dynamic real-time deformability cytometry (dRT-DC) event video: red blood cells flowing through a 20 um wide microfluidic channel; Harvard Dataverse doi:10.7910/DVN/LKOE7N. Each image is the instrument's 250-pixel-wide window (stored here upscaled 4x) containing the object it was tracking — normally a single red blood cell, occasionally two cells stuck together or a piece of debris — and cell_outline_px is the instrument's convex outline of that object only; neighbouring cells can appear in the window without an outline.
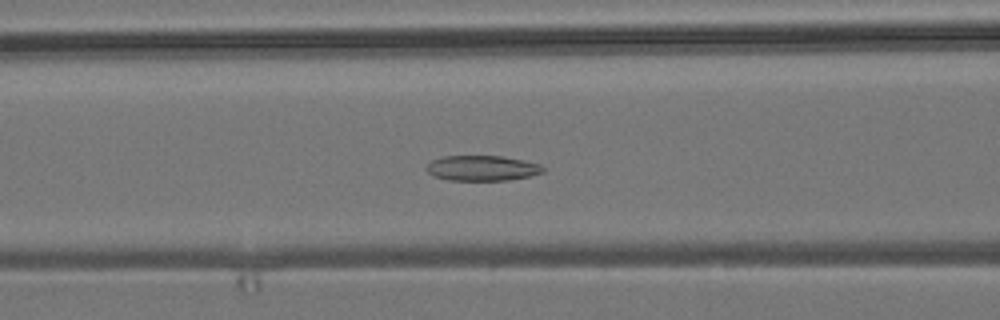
{"species": "common noctule bat (a hibernating species)", "species_latin": "Nyctalus noctula", "temperature_condition": "room temperature", "stored_images_in_passage": 45, "camera_frame_rate_fps": 3000, "um_per_image_px": 0.085, "animal": {"sex": "male", "body_mass_g": 19.2, "forearm_length_mm": 51.8}, "frame": {"image": 1, "passage_image": 13, "time_ms": 4.0, "image_size_px": [1000, 320], "cell_outline_px": [[544, 172], [528, 176], [508, 180], [448, 180], [432, 176], [424, 168], [432, 160], [444, 156], [504, 156], [540, 164], [544, 168]], "centroid_in_image_um": [40.95, 14.29], "position_along_channel_um": 125.7, "area_um2": 17.17}}
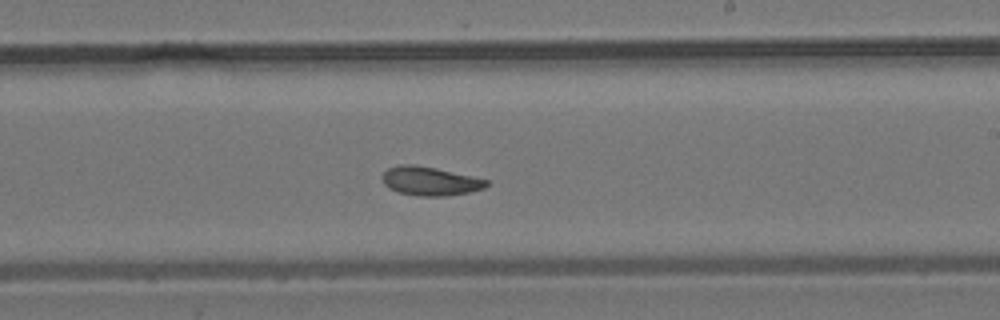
{"frame": {"image": 2, "passage_image": 23, "time_ms": 7.333, "image_size_px": [1000, 320], "cell_outline_px": [[488, 184], [484, 188], [468, 192], [444, 196], [420, 196], [400, 192], [388, 188], [384, 184], [380, 176], [388, 168], [400, 164], [412, 164], [436, 168], [488, 180]], "centroid_in_image_um": [36.5, 15.38], "position_along_channel_um": 252.5, "area_um2": 17.34}}
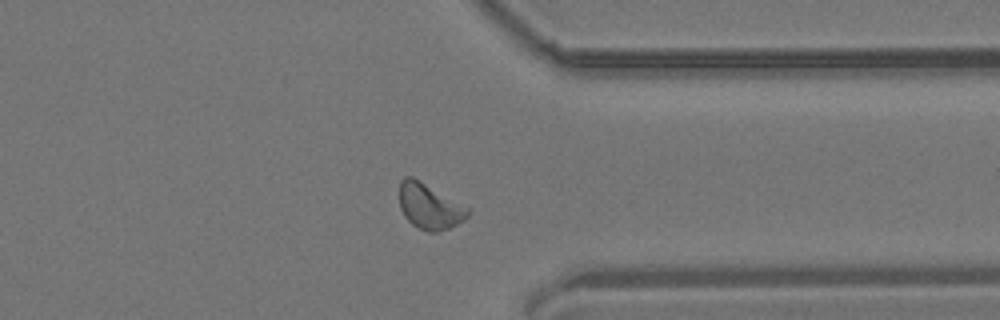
{"frame": {"image": 3, "passage_image": 33, "time_ms": 10.667, "image_size_px": [1000, 320], "cell_outline_px": [[472, 208], [468, 216], [464, 220], [448, 228], [436, 232], [428, 232], [412, 224], [404, 216], [400, 208], [400, 180], [404, 176], [412, 176]], "centroid_in_image_um": [36.53, 17.52], "position_along_channel_um": 374.9, "area_um2": 18.32}, "authors_computed_cell_mechanics": {"area_um2": 17.629, "velocity_mm_per_s": 3.8013, "shape_relaxation_time_tau1_ms": 9.4086, "shape_relaxation_time_tau2_ms": 4.249, "deformation_change_tau1": 0.1529, "deformation_change_tau2": 0.0769}}